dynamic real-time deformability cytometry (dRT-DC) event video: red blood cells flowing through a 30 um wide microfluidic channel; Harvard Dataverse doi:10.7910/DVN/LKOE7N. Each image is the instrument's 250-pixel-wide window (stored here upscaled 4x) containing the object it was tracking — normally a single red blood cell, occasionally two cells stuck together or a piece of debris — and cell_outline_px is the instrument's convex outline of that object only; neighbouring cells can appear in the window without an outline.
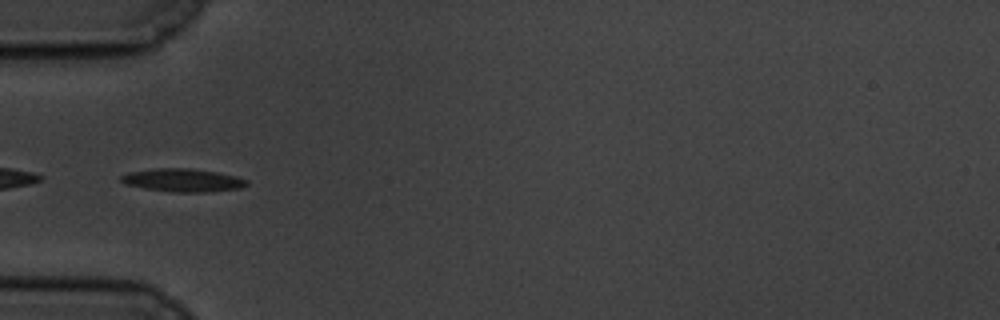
{"species": "common noctule bat (a hibernating species)", "species_latin": "Nyctalus noctula", "temperature_condition": "cold", "stored_images_in_passage": 41, "camera_frame_rate_fps": 3000, "um_per_image_px": 0.085, "animal": {"sex": "male", "body_mass_g": 19.5, "forearm_length_mm": 54.6}, "frame": {"image": 1, "passage_image": 1, "time_ms": 0.0, "image_size_px": [1000, 320], "cell_outline_px": [[248, 184], [240, 188], [204, 192], [172, 192], [144, 188], [128, 184], [120, 180], [120, 176], [128, 172], [152, 168], [192, 168], [216, 172], [236, 176], [248, 180]], "centroid_in_image_um": [15.53, 15.31], "position_along_channel_um": 69.5, "area_um2": 16.88}}
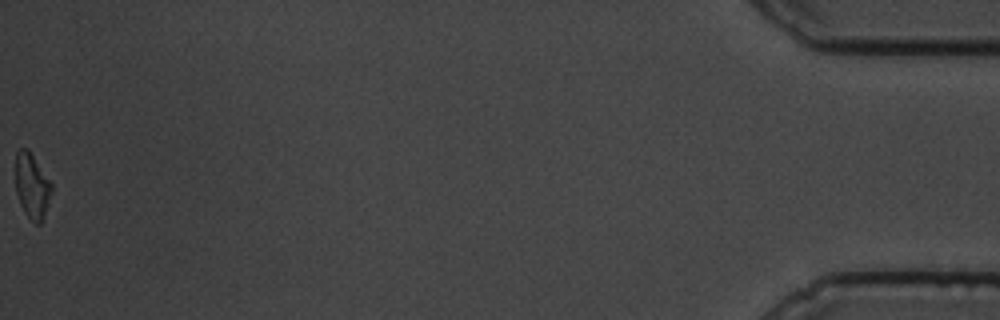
{"frame": {"image": 2, "passage_image": 41, "time_ms": 13.333, "image_size_px": [1000, 320], "cell_outline_px": [[52, 192], [44, 216], [40, 224], [36, 224], [24, 212], [20, 204], [16, 192], [16, 152], [20, 148], [28, 148], [52, 184]], "centroid_in_image_um": [2.72, 15.8], "position_along_channel_um": 432.5, "area_um2": 13.58}, "authors_computed_cell_mechanics": {"area_um2": 15.3748, "velocity_mm_per_s": 3.4375, "shape_relaxation_time_tau1_ms": 2.3611, "shape_relaxation_time_tau2_ms": 3.475, "deformation_change_tau1": 0.1227, "deformation_change_tau2": 0.1177}}